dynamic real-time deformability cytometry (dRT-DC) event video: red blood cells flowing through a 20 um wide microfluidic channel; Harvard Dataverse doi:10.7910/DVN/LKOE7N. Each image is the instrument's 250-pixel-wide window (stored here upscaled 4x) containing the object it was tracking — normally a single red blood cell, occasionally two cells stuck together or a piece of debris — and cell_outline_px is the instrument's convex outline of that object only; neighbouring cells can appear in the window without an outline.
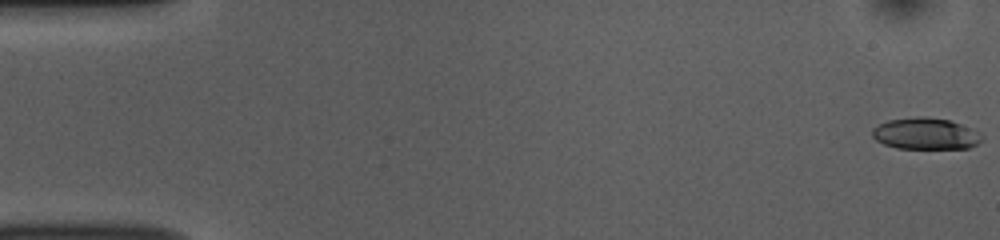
{"species": "common noctule bat (a hibernating species)", "species_latin": "Nyctalus noctula", "temperature_condition": "room temperature", "stored_images_in_passage": 53, "camera_frame_rate_fps": 3000, "um_per_image_px": 0.085, "animal": {"sex": "female", "body_mass_g": 10.0, "forearm_length_mm": 53.1}, "frame": {"image": 1, "passage_image": 1, "time_ms": 0.0, "image_size_px": [1000, 240], "cell_outline_px": [[984, 140], [968, 148], [896, 148], [884, 144], [876, 140], [872, 136], [872, 128], [888, 120], [916, 116], [924, 116], [948, 120], [972, 128], [980, 132], [984, 136]], "centroid_in_image_um": [78.69, 11.36], "position_along_channel_um": 6.3, "area_um2": 20.23}}
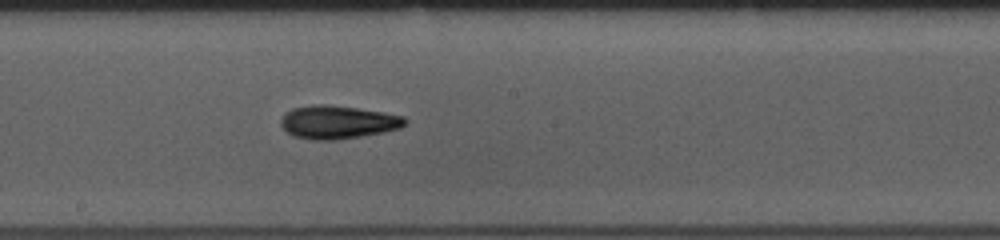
{"frame": {"image": 2, "passage_image": 29, "time_ms": 9.333, "image_size_px": [1000, 240], "cell_outline_px": [[408, 120], [400, 128], [384, 132], [336, 140], [312, 140], [292, 136], [280, 124], [280, 120], [284, 112], [292, 108], [316, 104], [324, 104], [356, 108], [384, 112], [404, 116]], "centroid_in_image_um": [28.69, 10.38], "position_along_channel_um": 219.5, "area_um2": 24.1}}
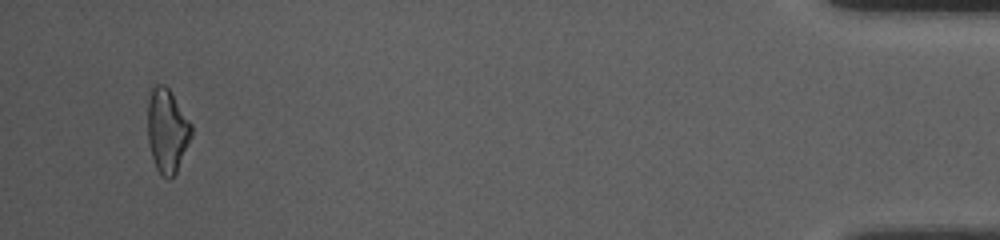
{"frame": {"image": 3, "passage_image": 51, "time_ms": 16.667, "image_size_px": [1000, 240], "cell_outline_px": [[192, 136], [176, 172], [168, 180], [160, 176], [156, 168], [152, 156], [148, 140], [148, 100], [152, 88], [156, 84], [164, 84], [168, 88], [192, 124]], "centroid_in_image_um": [14.21, 11.12], "position_along_channel_um": 421.0, "area_um2": 21.27}, "authors_computed_cell_mechanics": {"area_um2": 21.4438, "velocity_mm_per_s": 3.8029, "shape_relaxation_time_tau1_ms": 3.9444, "shape_relaxation_time_tau2_ms": 5.4776, "deformation_change_tau1": 0.148, "deformation_change_tau2": 0.1596}}